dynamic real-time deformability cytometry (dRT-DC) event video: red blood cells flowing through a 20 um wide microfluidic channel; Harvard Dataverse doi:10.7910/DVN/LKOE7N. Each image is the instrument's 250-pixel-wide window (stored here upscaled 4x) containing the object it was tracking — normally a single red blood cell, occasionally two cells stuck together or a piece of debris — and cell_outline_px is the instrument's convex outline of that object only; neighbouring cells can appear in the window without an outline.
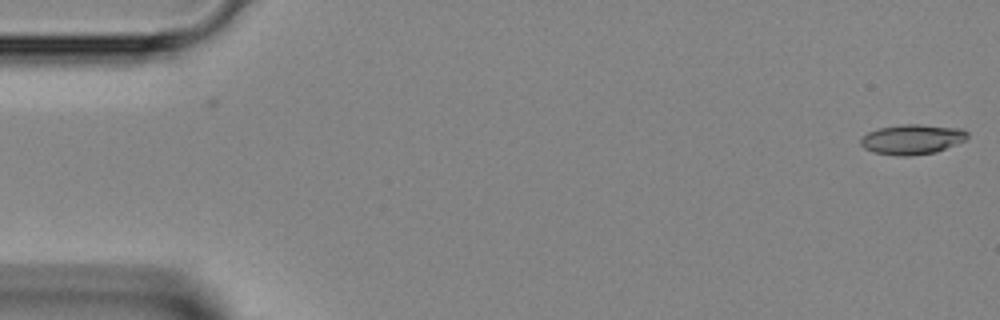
{"species": "Egyptian fruit bat (a non-hibernating species)", "species_latin": "Rousettus aegyptiacus", "temperature_condition": "room temperature", "stored_images_in_passage": 4, "camera_frame_rate_fps": 3000, "um_per_image_px": 0.085, "animal": {"sex": "female"}, "frame": {"image": 1, "passage_image": 4, "time_ms": 1.0, "image_size_px": [1000, 320], "cell_outline_px": [[968, 136], [964, 140], [936, 152], [912, 156], [896, 156], [872, 152], [864, 148], [860, 144], [860, 136], [876, 128], [904, 124], [920, 124], [964, 128], [968, 132]], "centroid_in_image_um": [77.49, 11.84], "position_along_channel_um": 7.5, "area_um2": 18.96}}